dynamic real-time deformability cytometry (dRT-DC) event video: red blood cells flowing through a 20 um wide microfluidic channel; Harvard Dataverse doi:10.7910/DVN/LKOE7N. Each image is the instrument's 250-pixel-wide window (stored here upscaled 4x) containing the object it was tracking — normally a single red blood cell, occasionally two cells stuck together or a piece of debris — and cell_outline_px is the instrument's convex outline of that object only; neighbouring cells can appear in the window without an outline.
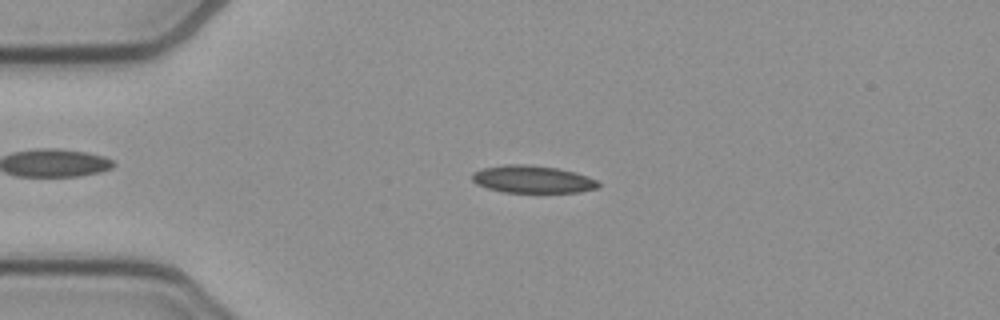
{"species": "common noctule bat (a hibernating species)", "species_latin": "Nyctalus noctula", "temperature_condition": "cold", "stored_images_in_passage": 52, "camera_frame_rate_fps": 3000, "um_per_image_px": 0.085, "animal": {"sex": "female", "body_mass_g": 21.9}, "frame": {"image": 1, "passage_image": 12, "time_ms": 3.667, "image_size_px": [1000, 320], "cell_outline_px": [[600, 188], [580, 192], [504, 192], [488, 188], [476, 184], [472, 180], [472, 172], [484, 168], [504, 164], [528, 164], [556, 168], [576, 172], [588, 176], [596, 180], [600, 184]], "centroid_in_image_um": [45.28, 15.23], "position_along_channel_um": 39.7, "area_um2": 20.29}}
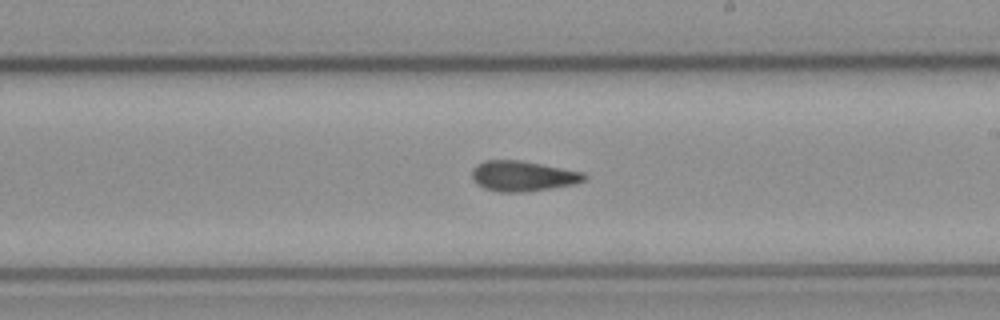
{"frame": {"image": 2, "passage_image": 30, "time_ms": 9.667, "image_size_px": [1000, 320], "cell_outline_px": [[588, 176], [584, 180], [572, 184], [524, 192], [500, 192], [484, 188], [476, 184], [472, 180], [472, 168], [476, 164], [484, 160], [520, 160], [584, 172]], "centroid_in_image_um": [44.38, 14.95], "position_along_channel_um": 244.6, "area_um2": 19.83}}
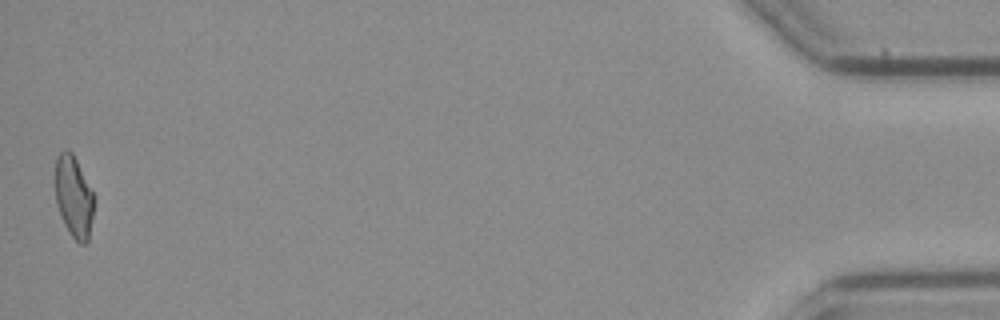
{"frame": {"image": 3, "passage_image": 52, "time_ms": 17.0, "image_size_px": [1000, 320], "cell_outline_px": [[96, 200], [88, 240], [84, 244], [80, 244], [72, 236], [64, 224], [56, 204], [56, 156], [64, 148], [68, 148], [72, 152], [96, 196]], "centroid_in_image_um": [6.3, 16.7], "position_along_channel_um": 428.9, "area_um2": 18.73}, "authors_computed_cell_mechanics": {"area_um2": 19.652, "velocity_mm_per_s": 3.8654, "shape_relaxation_time_tau1_ms": null, "shape_relaxation_time_tau2_ms": 3.7663, "deformation_change_tau1": null, "deformation_change_tau2": 0.102}}